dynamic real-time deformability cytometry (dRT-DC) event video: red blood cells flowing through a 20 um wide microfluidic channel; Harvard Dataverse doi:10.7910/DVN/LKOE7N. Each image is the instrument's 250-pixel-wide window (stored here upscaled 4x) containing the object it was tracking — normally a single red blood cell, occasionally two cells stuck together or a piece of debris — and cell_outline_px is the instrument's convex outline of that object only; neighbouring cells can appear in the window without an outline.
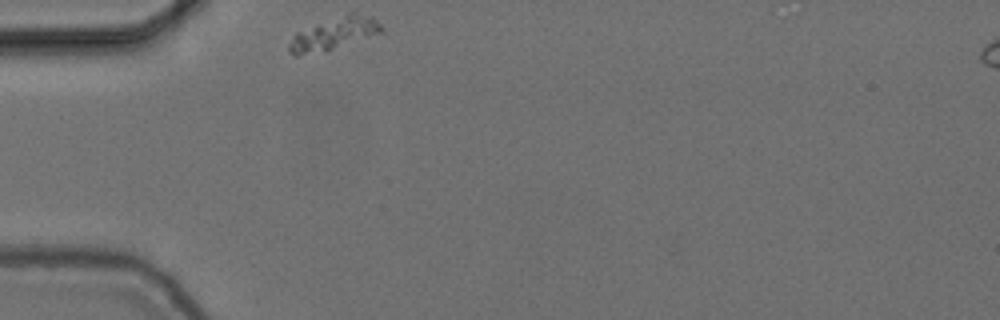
{"species": "common noctule bat (a hibernating species)", "species_latin": "Nyctalus noctula", "temperature_condition": "cold", "stored_images_in_passage": 32, "camera_frame_rate_fps": 3000, "um_per_image_px": 0.085, "animal": {"sex": "female", "body_mass_g": 24.6, "forearm_length_mm": 56.2}, "frame": {"image": 1, "passage_image": 1, "time_ms": 0.0, "image_size_px": [1000, 320], "cell_outline_px": [[384, 28], [380, 32], [368, 36], [328, 48], [296, 56], [288, 52], [288, 44], [292, 36], [296, 32], [348, 12], [356, 12], [368, 16], [376, 20]], "centroid_in_image_um": [28.33, 2.81], "position_along_channel_um": 56.7, "area_um2": 16.36}}
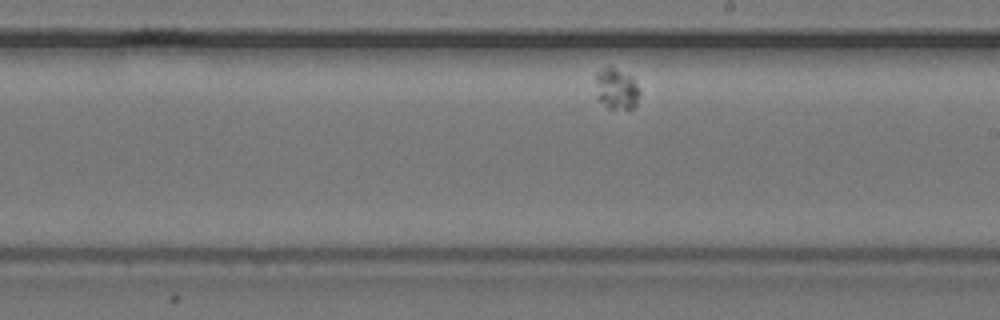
{"frame": {"image": 2, "passage_image": 19, "time_ms": 6.0, "image_size_px": [1000, 320], "cell_outline_px": [[640, 92], [636, 104], [632, 108], [608, 108], [596, 96], [596, 72], [600, 68], [608, 64], [632, 76]], "centroid_in_image_um": [52.37, 7.49], "position_along_channel_um": 236.6, "area_um2": 10.64}}
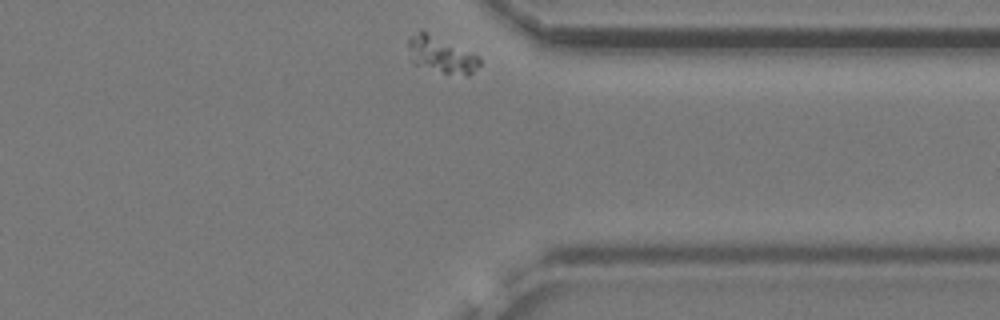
{"frame": {"image": 3, "passage_image": 32, "time_ms": 10.333, "image_size_px": [1000, 320], "cell_outline_px": [[480, 64], [468, 76], [444, 72], [412, 64], [408, 44], [408, 40], [412, 36], [420, 32], [424, 32], [480, 56]], "centroid_in_image_um": [37.52, 4.7], "position_along_channel_um": 373.9, "area_um2": 14.39}}